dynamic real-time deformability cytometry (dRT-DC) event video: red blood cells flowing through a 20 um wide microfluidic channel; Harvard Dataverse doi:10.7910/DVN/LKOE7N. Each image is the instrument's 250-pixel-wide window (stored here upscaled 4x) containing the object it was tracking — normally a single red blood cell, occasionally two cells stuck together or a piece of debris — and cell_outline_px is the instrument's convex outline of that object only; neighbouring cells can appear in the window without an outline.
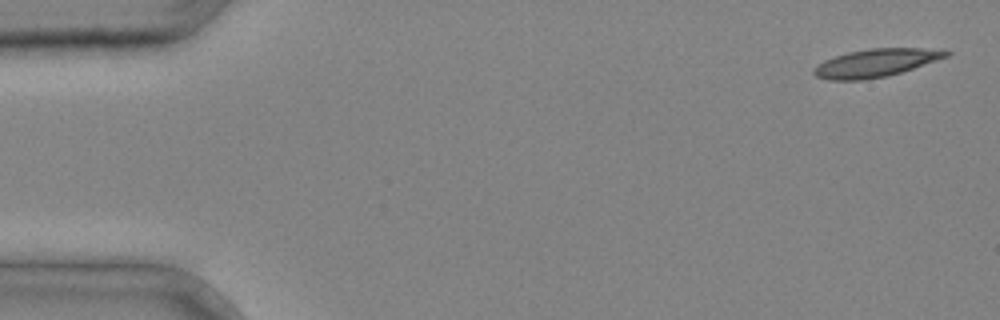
{"species": "common noctule bat (a hibernating species)", "species_latin": "Nyctalus noctula", "temperature_condition": "cold", "stored_images_in_passage": 3, "camera_frame_rate_fps": 3000, "um_per_image_px": 0.085, "animal": {"sex": "male", "body_mass_g": 20.4}, "frame": {"image": 1, "passage_image": 1, "time_ms": 0.0, "image_size_px": [1000, 320], "cell_outline_px": [[952, 52], [948, 56], [888, 76], [864, 80], [828, 80], [816, 76], [812, 72], [824, 60], [848, 52], [868, 48], [944, 48]], "centroid_in_image_um": [74.49, 5.33], "position_along_channel_um": 10.5, "area_um2": 21.5}}
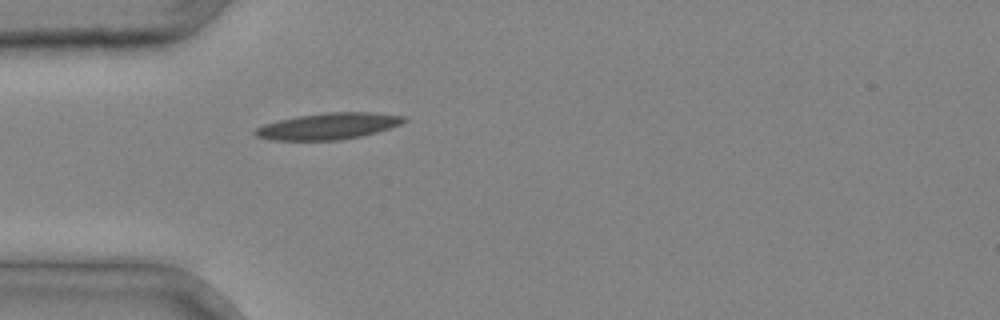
{"frame": {"image": 2, "passage_image": 3, "time_ms": 0.667, "image_size_px": [1000, 320], "cell_outline_px": [[408, 120], [400, 124], [376, 132], [360, 136], [340, 140], [272, 140], [256, 136], [252, 132], [256, 128], [264, 124], [296, 116], [328, 112], [376, 112], [404, 116]], "centroid_in_image_um": [27.9, 10.72], "position_along_channel_um": 57.1, "area_um2": 22.83}}